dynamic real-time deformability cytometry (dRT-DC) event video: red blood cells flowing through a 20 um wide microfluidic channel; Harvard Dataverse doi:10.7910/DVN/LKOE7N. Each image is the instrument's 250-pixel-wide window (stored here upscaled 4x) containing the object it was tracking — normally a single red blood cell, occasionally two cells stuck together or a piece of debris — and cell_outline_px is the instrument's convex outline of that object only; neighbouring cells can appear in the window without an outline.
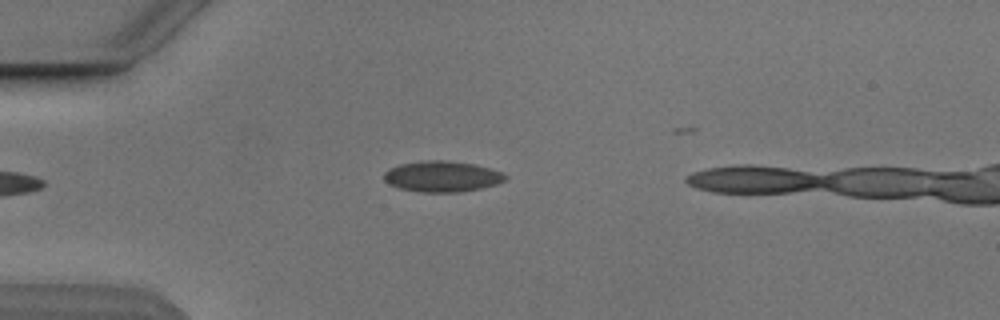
{"species": "Egyptian fruit bat (a non-hibernating species)", "species_latin": "Rousettus aegyptiacus", "temperature_condition": "cold", "stored_images_in_passage": 7, "camera_frame_rate_fps": 3000, "um_per_image_px": 0.085, "animal": {"sex": "male"}, "frame": {"image": 1, "passage_image": 4, "time_ms": 3.667, "image_size_px": [1000, 320], "cell_outline_px": [[508, 176], [504, 180], [496, 184], [480, 188], [460, 192], [420, 192], [400, 188], [388, 184], [384, 180], [384, 172], [388, 168], [400, 164], [428, 160], [444, 160], [476, 164], [500, 172]], "centroid_in_image_um": [37.54, 14.99], "position_along_channel_um": 47.5, "area_um2": 21.73}}
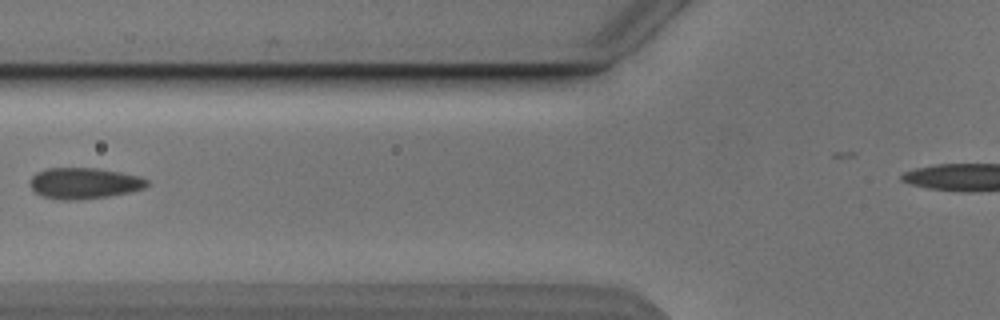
{"frame": {"image": 2, "passage_image": 6, "time_ms": 6.0, "image_size_px": [1000, 320], "cell_outline_px": [[148, 184], [144, 188], [128, 192], [108, 196], [80, 200], [60, 200], [44, 196], [36, 192], [32, 188], [32, 176], [36, 172], [48, 168], [96, 168], [120, 172], [140, 176], [148, 180]], "centroid_in_image_um": [7.17, 15.57], "position_along_channel_um": 118.6, "area_um2": 20.98}}